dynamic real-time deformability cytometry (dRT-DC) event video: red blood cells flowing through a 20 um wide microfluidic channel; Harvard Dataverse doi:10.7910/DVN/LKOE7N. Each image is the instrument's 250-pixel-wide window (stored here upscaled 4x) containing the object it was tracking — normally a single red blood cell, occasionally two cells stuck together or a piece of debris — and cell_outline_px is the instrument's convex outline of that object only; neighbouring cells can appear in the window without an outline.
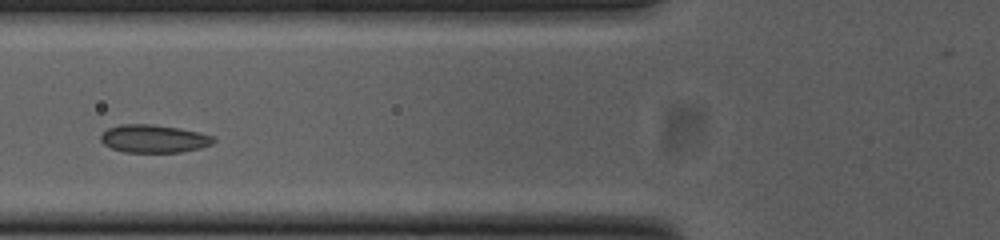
{"species": "common noctule bat (a hibernating species)", "species_latin": "Nyctalus noctula", "temperature_condition": "cold", "stored_images_in_passage": 41, "camera_frame_rate_fps": 3000, "um_per_image_px": 0.085, "animal": {"sex": "female", "body_mass_g": 23.0, "forearm_length_mm": 53.4}, "frame": {"image": 1, "passage_image": 8, "time_ms": 2.333, "image_size_px": [1000, 240], "cell_outline_px": [[216, 140], [212, 144], [200, 148], [180, 152], [124, 152], [112, 148], [104, 144], [100, 140], [100, 136], [108, 128], [120, 124], [152, 124], [180, 128], [200, 132], [212, 136]], "centroid_in_image_um": [13.08, 11.78], "position_along_channel_um": 112.7, "area_um2": 18.38}}
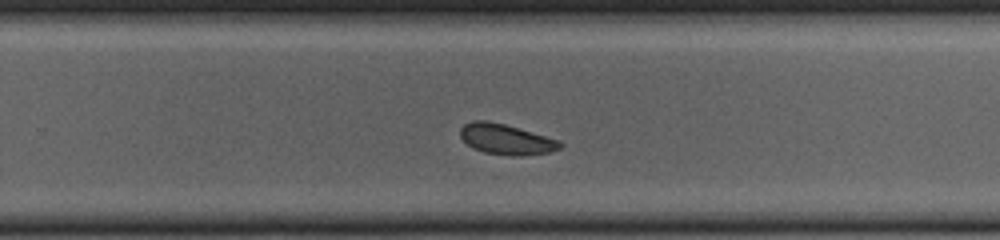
{"frame": {"image": 2, "passage_image": 22, "time_ms": 7.0, "image_size_px": [1000, 240], "cell_outline_px": [[564, 144], [560, 148], [548, 152], [520, 156], [512, 156], [484, 152], [472, 148], [460, 136], [460, 128], [464, 124], [472, 120], [488, 120], [504, 124], [560, 140]], "centroid_in_image_um": [43.01, 11.83], "position_along_channel_um": 286.8, "area_um2": 17.69}}
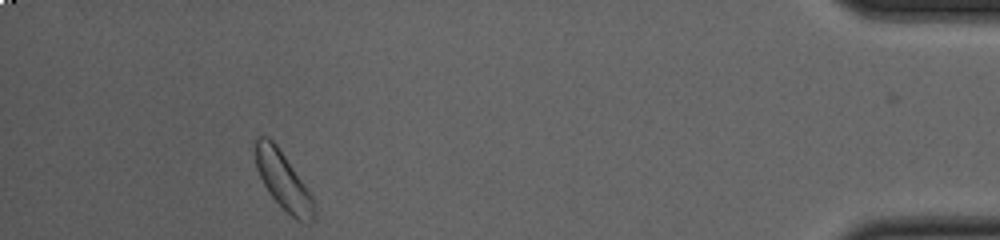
{"frame": {"image": 3, "passage_image": 37, "time_ms": 12.0, "image_size_px": [1000, 240], "cell_outline_px": [[316, 220], [312, 224], [300, 224], [268, 192], [256, 168], [256, 140], [260, 136], [268, 136], [276, 144], [312, 196], [316, 208]], "centroid_in_image_um": [24.13, 15.45], "position_along_channel_um": 411.1, "area_um2": 19.54}, "authors_computed_cell_mechanics": {"area_um2": 18.207, "velocity_mm_per_s": 3.7363, "shape_relaxation_time_tau1_ms": null, "shape_relaxation_time_tau2_ms": 1.643, "deformation_change_tau1": null, "deformation_change_tau2": 0.0597}}